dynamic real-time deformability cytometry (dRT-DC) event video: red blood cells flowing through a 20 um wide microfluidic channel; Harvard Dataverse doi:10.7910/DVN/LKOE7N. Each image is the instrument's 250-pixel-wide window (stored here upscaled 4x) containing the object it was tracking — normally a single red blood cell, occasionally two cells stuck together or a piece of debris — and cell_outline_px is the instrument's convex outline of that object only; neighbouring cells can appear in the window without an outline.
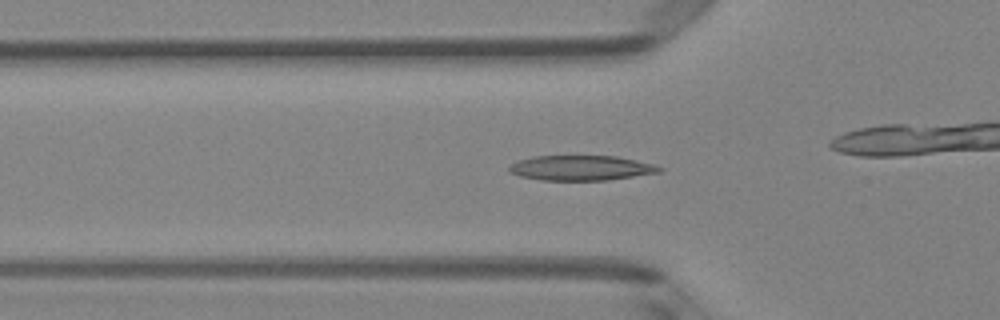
{"species": "Egyptian fruit bat (a non-hibernating species)", "species_latin": "Rousettus aegyptiacus", "temperature_condition": "room temperature", "stored_images_in_passage": 43, "camera_frame_rate_fps": 3000, "um_per_image_px": 0.085, "animal": {"sex": "female"}, "frame": {"image": 1, "passage_image": 17, "time_ms": 5.333, "image_size_px": [1000, 320], "cell_outline_px": [[664, 168], [660, 172], [608, 180], [540, 180], [520, 176], [508, 172], [508, 168], [516, 160], [532, 156], [616, 156], [656, 164]], "centroid_in_image_um": [49.38, 14.27], "position_along_channel_um": 76.4, "area_um2": 22.02}}
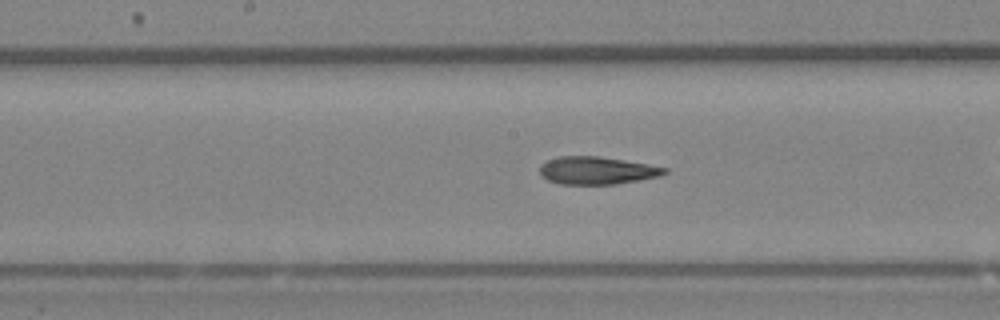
{"frame": {"image": 2, "passage_image": 26, "time_ms": 8.333, "image_size_px": [1000, 320], "cell_outline_px": [[668, 172], [660, 176], [616, 184], [560, 184], [548, 180], [540, 176], [540, 164], [548, 160], [560, 156], [600, 156], [648, 164], [668, 168]], "centroid_in_image_um": [50.73, 14.49], "position_along_channel_um": 197.5, "area_um2": 20.17}}
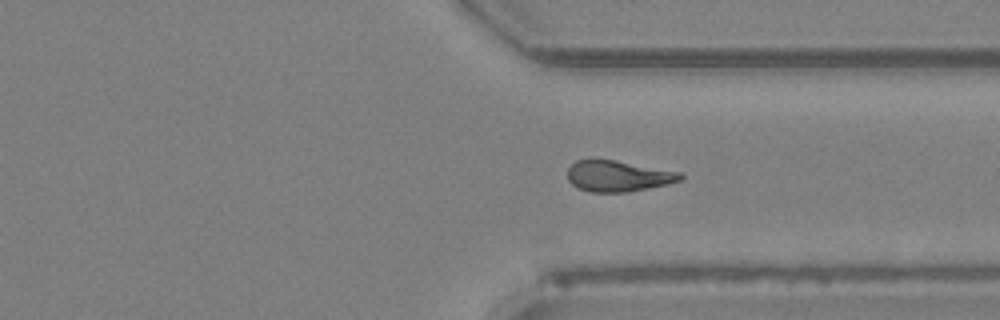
{"frame": {"image": 3, "passage_image": 38, "time_ms": 12.333, "image_size_px": [1000, 320], "cell_outline_px": [[684, 176], [680, 180], [668, 184], [628, 192], [592, 192], [576, 188], [568, 180], [568, 168], [576, 160], [616, 160], [680, 172]], "centroid_in_image_um": [52.53, 14.97], "position_along_channel_um": 358.9, "area_um2": 20.29}}